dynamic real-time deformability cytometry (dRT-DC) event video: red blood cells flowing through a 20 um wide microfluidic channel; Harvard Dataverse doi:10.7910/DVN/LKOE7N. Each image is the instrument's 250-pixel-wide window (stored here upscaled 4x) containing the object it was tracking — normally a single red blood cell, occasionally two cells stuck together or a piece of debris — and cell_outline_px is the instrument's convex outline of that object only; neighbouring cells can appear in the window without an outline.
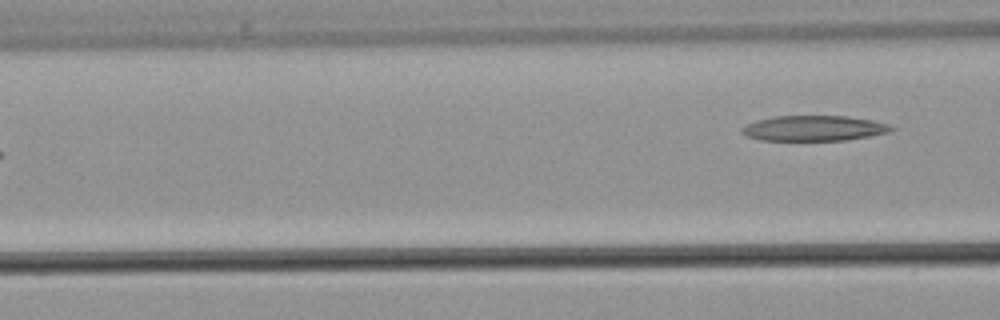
{"species": "common noctule bat (a hibernating species)", "species_latin": "Nyctalus noctula", "temperature_condition": "warm", "stored_images_in_passage": 4, "segment_of_instrument_passage": [2, 2], "camera_frame_rate_fps": 3000, "um_per_image_px": 0.085, "animal": {"sex": "male", "body_mass_g": 21.5, "forearm_length_mm": 52.0}, "frame": {"image": 1, "passage_image": 4, "time_ms": 3.667, "image_size_px": [1000, 320], "cell_outline_px": [[896, 128], [888, 132], [868, 136], [844, 140], [760, 140], [748, 136], [740, 132], [740, 128], [756, 120], [776, 116], [848, 116], [872, 120], [888, 124]], "centroid_in_image_um": [69.17, 10.89], "position_along_channel_um": 97.4, "area_um2": 21.91}}